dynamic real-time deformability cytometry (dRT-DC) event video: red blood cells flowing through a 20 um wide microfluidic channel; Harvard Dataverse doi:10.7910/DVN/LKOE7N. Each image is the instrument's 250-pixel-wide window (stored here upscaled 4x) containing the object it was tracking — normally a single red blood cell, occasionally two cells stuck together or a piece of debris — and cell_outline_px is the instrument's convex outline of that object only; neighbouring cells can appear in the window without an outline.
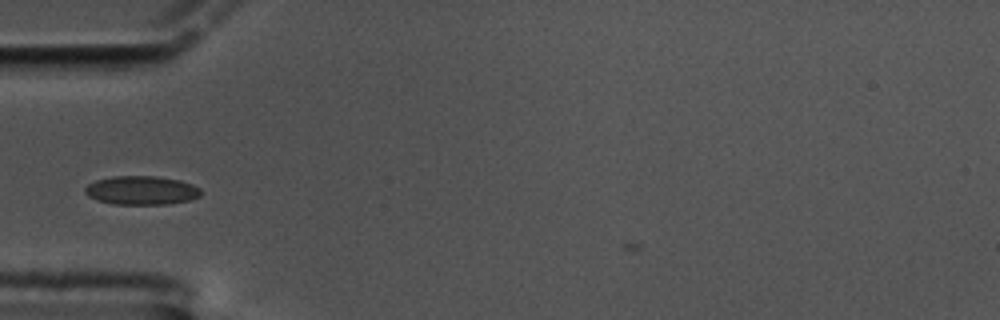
{"species": "common noctule bat (a hibernating species)", "species_latin": "Nyctalus noctula", "temperature_condition": "cold", "stored_images_in_passage": 39, "camera_frame_rate_fps": 3000, "um_per_image_px": 0.085, "animal": {"sex": "male", "body_mass_g": 17.5, "forearm_length_mm": 52.3}, "frame": {"image": 1, "passage_image": 3, "time_ms": 0.667, "image_size_px": [1000, 320], "cell_outline_px": [[200, 196], [188, 200], [168, 204], [112, 204], [96, 200], [88, 196], [84, 192], [84, 188], [88, 184], [96, 180], [112, 176], [156, 176], [180, 180], [192, 184], [200, 188]], "centroid_in_image_um": [11.99, 16.18], "position_along_channel_um": 73.0, "area_um2": 19.48}}
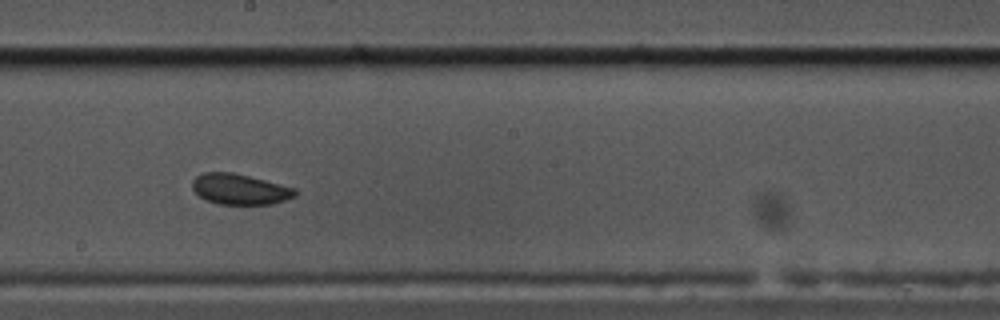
{"frame": {"image": 2, "passage_image": 17, "time_ms": 5.333, "image_size_px": [1000, 320], "cell_outline_px": [[300, 192], [296, 196], [272, 204], [220, 204], [208, 200], [200, 196], [192, 188], [192, 180], [196, 176], [204, 172], [232, 172], [296, 188]], "centroid_in_image_um": [20.41, 16.08], "position_along_channel_um": 227.8, "area_um2": 18.26}}
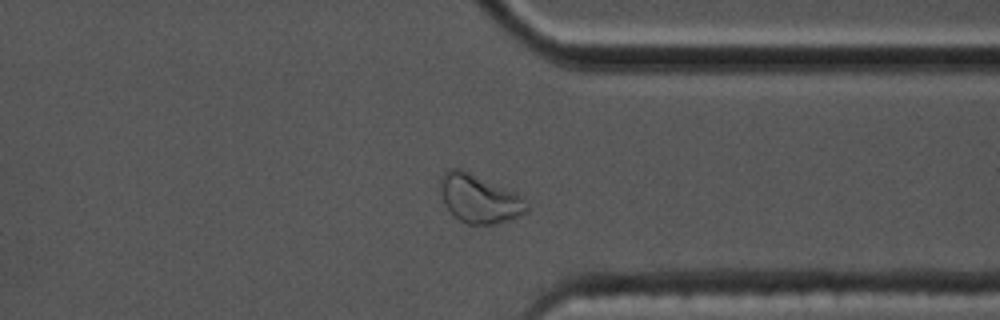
{"frame": {"image": 3, "passage_image": 30, "time_ms": 9.667, "image_size_px": [1000, 320], "cell_outline_px": [[528, 212], [520, 216], [492, 224], [468, 224], [460, 220], [444, 204], [440, 188], [440, 176], [448, 168], [460, 168], [516, 192], [524, 196], [528, 204]], "centroid_in_image_um": [40.76, 16.87], "position_along_channel_um": 370.6, "area_um2": 24.39}}